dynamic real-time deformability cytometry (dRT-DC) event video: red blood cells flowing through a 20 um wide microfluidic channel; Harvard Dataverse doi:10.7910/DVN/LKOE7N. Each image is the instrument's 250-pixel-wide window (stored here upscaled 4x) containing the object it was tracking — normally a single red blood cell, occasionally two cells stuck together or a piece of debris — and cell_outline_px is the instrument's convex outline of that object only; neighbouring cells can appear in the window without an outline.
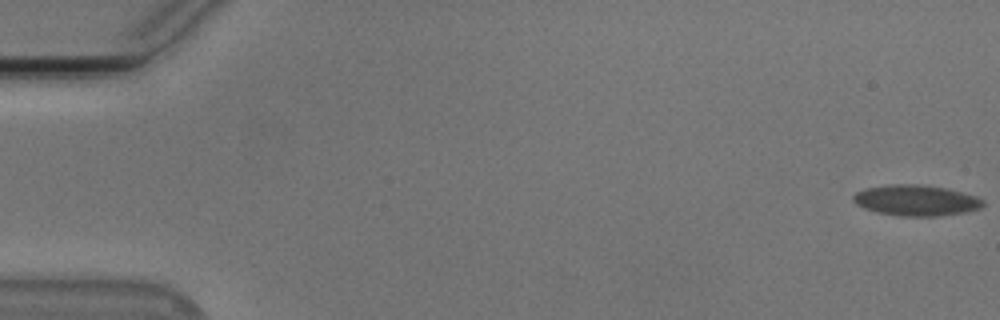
{"species": "Egyptian fruit bat (a non-hibernating species)", "species_latin": "Rousettus aegyptiacus", "temperature_condition": "cold", "stored_images_in_passage": 15, "camera_frame_rate_fps": 3000, "um_per_image_px": 0.085, "animal": {"sex": "male"}, "frame": {"image": 1, "passage_image": 1, "time_ms": 0.0, "image_size_px": [1000, 320], "cell_outline_px": [[984, 204], [980, 208], [968, 212], [936, 216], [900, 216], [876, 212], [864, 208], [856, 204], [852, 200], [852, 196], [856, 192], [864, 188], [888, 184], [916, 184], [944, 188], [976, 196], [984, 200]], "centroid_in_image_um": [77.83, 17.03], "position_along_channel_um": 7.2, "area_um2": 23.35}}
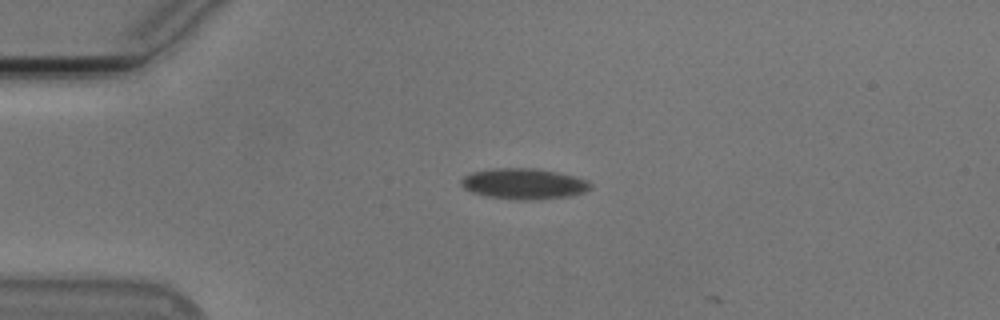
{"frame": {"image": 2, "passage_image": 14, "time_ms": 4.333, "image_size_px": [1000, 320], "cell_outline_px": [[592, 188], [584, 192], [572, 196], [524, 200], [516, 200], [488, 196], [472, 192], [464, 188], [460, 184], [460, 180], [464, 176], [472, 172], [492, 168], [536, 168], [556, 172], [588, 180], [592, 184]], "centroid_in_image_um": [44.52, 15.62], "position_along_channel_um": 40.5, "area_um2": 23.18}}